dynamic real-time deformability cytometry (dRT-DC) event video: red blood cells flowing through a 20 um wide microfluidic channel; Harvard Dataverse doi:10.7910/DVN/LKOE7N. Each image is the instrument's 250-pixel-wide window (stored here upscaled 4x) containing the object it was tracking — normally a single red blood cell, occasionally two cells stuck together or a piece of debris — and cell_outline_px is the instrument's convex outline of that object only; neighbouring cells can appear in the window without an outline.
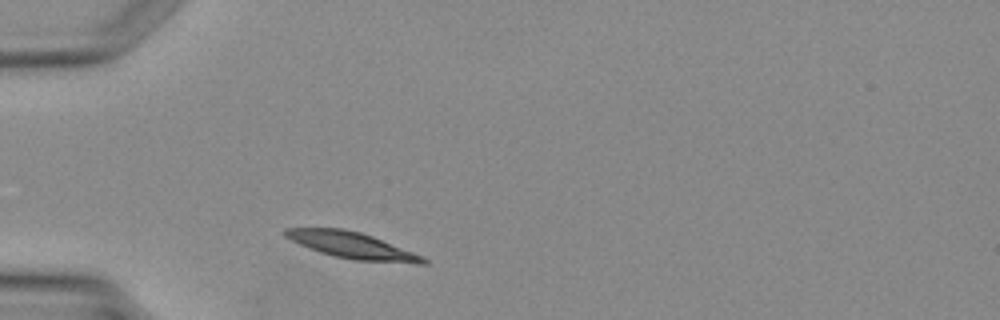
{"species": "Egyptian fruit bat (a non-hibernating species)", "species_latin": "Rousettus aegyptiacus", "temperature_condition": "warm", "stored_images_in_passage": 1, "camera_frame_rate_fps": 3000, "um_per_image_px": 0.085, "animal": {"sex": "female"}, "frame": {"image": 1, "passage_image": 1, "time_ms": 0.0, "image_size_px": [1000, 320], "cell_outline_px": [[428, 264], [416, 264], [352, 260], [320, 252], [308, 248], [284, 236], [280, 232], [284, 228], [344, 228], [360, 232], [372, 236], [424, 256], [428, 260]], "centroid_in_image_um": [29.94, 20.86], "position_along_channel_um": 55.1, "area_um2": 21.39}}